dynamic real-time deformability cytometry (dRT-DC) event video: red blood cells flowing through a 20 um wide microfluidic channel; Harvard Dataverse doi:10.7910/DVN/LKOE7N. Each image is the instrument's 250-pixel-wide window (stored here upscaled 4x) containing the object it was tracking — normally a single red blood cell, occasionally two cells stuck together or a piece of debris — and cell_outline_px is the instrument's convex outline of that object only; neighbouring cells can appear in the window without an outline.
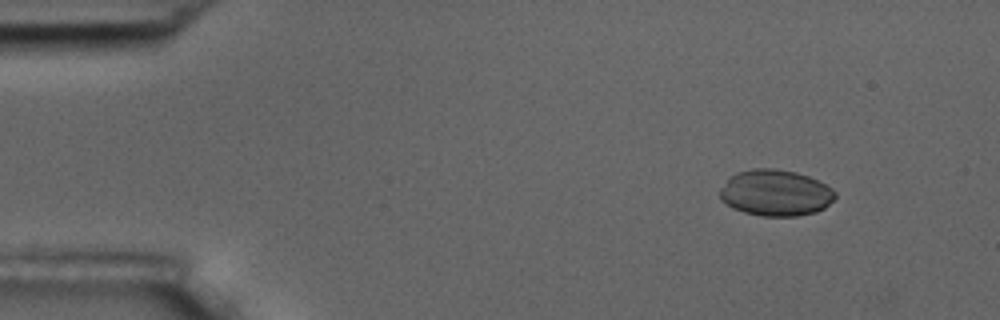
{"species": "common noctule bat (a hibernating species)", "species_latin": "Nyctalus noctula", "temperature_condition": "room temperature", "stored_images_in_passage": 5, "camera_frame_rate_fps": 3000, "um_per_image_px": 0.085, "animal": {"sex": "male", "body_mass_g": 17.5, "forearm_length_mm": 52.3}, "frame": {"image": 1, "passage_image": 2, "time_ms": 1.333, "image_size_px": [1000, 320], "cell_outline_px": [[836, 196], [824, 208], [816, 212], [796, 216], [760, 216], [744, 212], [732, 208], [720, 200], [720, 188], [736, 172], [752, 168], [772, 168], [796, 172], [808, 176], [832, 188], [836, 192]], "centroid_in_image_um": [65.9, 16.4], "position_along_channel_um": 19.1, "area_um2": 31.04}}